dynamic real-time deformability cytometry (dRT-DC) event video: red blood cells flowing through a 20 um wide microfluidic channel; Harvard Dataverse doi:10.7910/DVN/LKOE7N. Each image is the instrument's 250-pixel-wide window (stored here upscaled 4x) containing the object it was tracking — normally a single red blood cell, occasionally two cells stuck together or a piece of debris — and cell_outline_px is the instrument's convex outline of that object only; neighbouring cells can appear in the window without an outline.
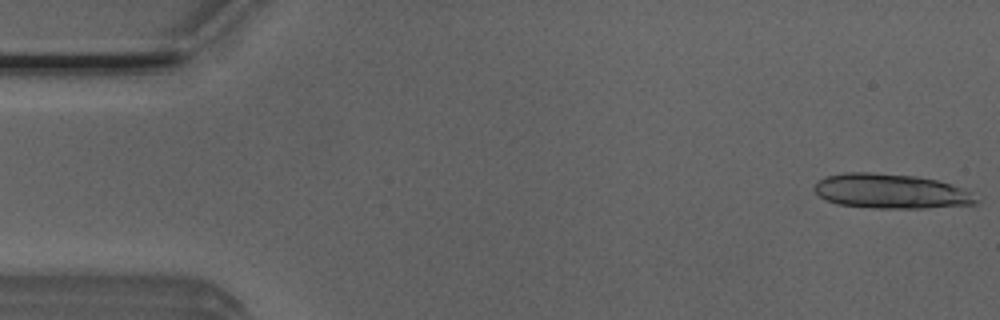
{"species": "Egyptian fruit bat (a non-hibernating species)", "species_latin": "Rousettus aegyptiacus", "temperature_condition": "room temperature", "stored_images_in_passage": 14, "camera_frame_rate_fps": 3000, "um_per_image_px": 0.085, "animal": {"sex": "male"}, "frame": {"image": 1, "passage_image": 1, "time_ms": 0.0, "image_size_px": [1000, 320], "cell_outline_px": [[980, 200], [976, 204], [924, 208], [872, 208], [836, 204], [824, 200], [816, 192], [816, 184], [820, 180], [828, 176], [844, 172], [872, 172], [916, 176], [936, 180], [972, 192]], "centroid_in_image_um": [75.73, 16.26], "position_along_channel_um": 9.3, "area_um2": 32.6}}